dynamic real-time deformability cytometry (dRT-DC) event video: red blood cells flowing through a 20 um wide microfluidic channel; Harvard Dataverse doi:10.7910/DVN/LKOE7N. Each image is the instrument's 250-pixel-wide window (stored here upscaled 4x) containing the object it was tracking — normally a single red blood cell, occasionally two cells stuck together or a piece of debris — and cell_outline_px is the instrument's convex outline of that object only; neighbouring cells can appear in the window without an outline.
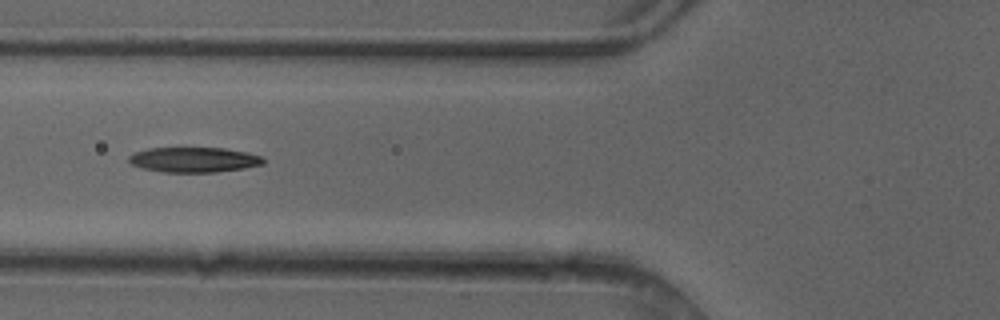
{"species": "common noctule bat (a hibernating species)", "species_latin": "Nyctalus noctula", "temperature_condition": "cold", "stored_images_in_passage": 8, "camera_frame_rate_fps": 3000, "um_per_image_px": 0.085, "animal": {"sex": "female"}, "frame": {"image": 1, "passage_image": 6, "time_ms": 1.667, "image_size_px": [1000, 320], "cell_outline_px": [[264, 164], [244, 168], [216, 172], [164, 172], [140, 168], [132, 164], [128, 160], [128, 156], [132, 152], [148, 148], [224, 148], [248, 152], [260, 156], [264, 160]], "centroid_in_image_um": [16.44, 13.57], "position_along_channel_um": 109.4, "area_um2": 19.77}}
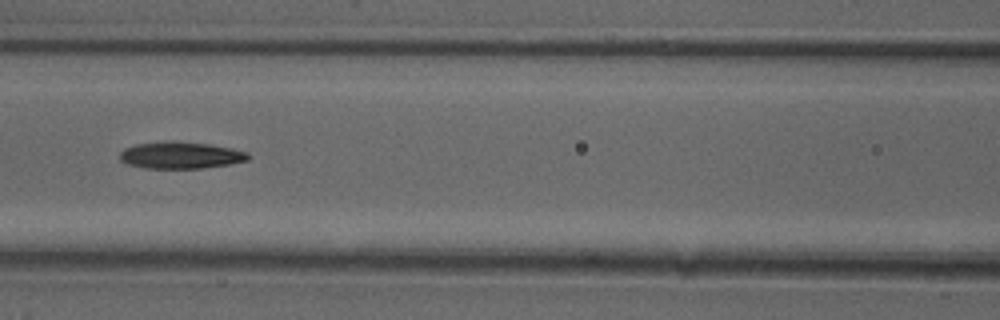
{"frame": {"image": 2, "passage_image": 7, "time_ms": 2.0, "image_size_px": [1000, 320], "cell_outline_px": [[248, 160], [232, 164], [204, 168], [144, 168], [128, 164], [120, 160], [120, 152], [124, 148], [136, 144], [172, 140], [176, 140], [208, 144], [232, 148], [248, 152]], "centroid_in_image_um": [15.36, 13.19], "position_along_channel_um": 151.2, "area_um2": 20.23}}